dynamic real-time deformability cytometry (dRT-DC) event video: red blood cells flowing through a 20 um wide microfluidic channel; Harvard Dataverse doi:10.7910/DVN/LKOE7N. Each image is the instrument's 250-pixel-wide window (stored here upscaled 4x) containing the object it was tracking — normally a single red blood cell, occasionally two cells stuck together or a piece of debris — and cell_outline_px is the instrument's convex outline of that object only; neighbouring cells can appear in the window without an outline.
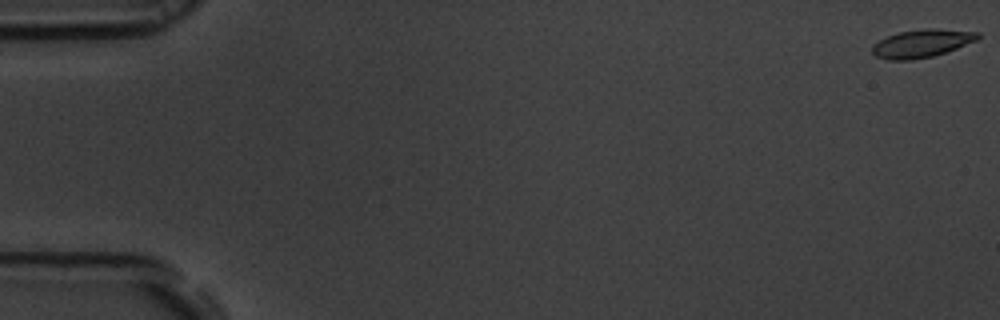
{"species": "common noctule bat (a hibernating species)", "species_latin": "Nyctalus noctula", "temperature_condition": "room temperature", "stored_images_in_passage": 57, "camera_frame_rate_fps": 3000, "um_per_image_px": 0.085, "animal": {"sex": "male", "body_mass_g": 19.5, "forearm_length_mm": 54.6}, "frame": {"image": 1, "passage_image": 1, "time_ms": 0.0, "image_size_px": [1000, 320], "cell_outline_px": [[980, 36], [976, 40], [956, 48], [932, 56], [912, 60], [888, 60], [876, 56], [872, 52], [872, 44], [888, 36], [900, 32], [924, 28], [936, 28], [980, 32]], "centroid_in_image_um": [78.34, 3.68], "position_along_channel_um": 6.7, "area_um2": 17.11}}
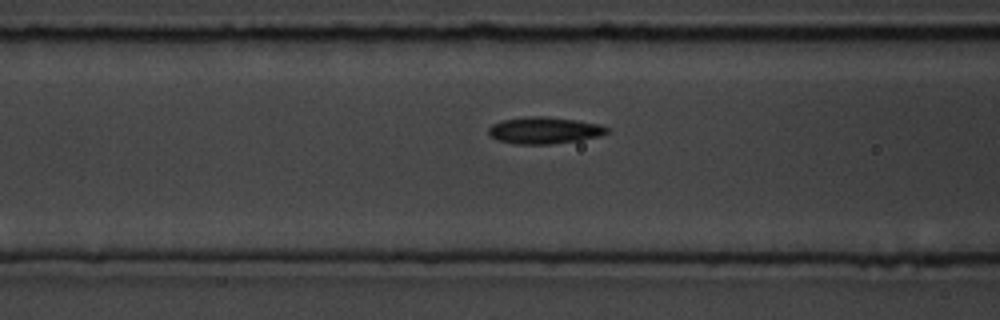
{"frame": {"image": 2, "passage_image": 23, "time_ms": 7.333, "image_size_px": [1000, 320], "cell_outline_px": [[608, 132], [600, 136], [580, 140], [552, 144], [516, 144], [500, 140], [492, 136], [488, 132], [488, 128], [492, 124], [504, 120], [528, 116], [544, 116], [576, 120], [600, 124], [608, 128]], "centroid_in_image_um": [46.29, 11.08], "position_along_channel_um": 120.3, "area_um2": 18.32}}
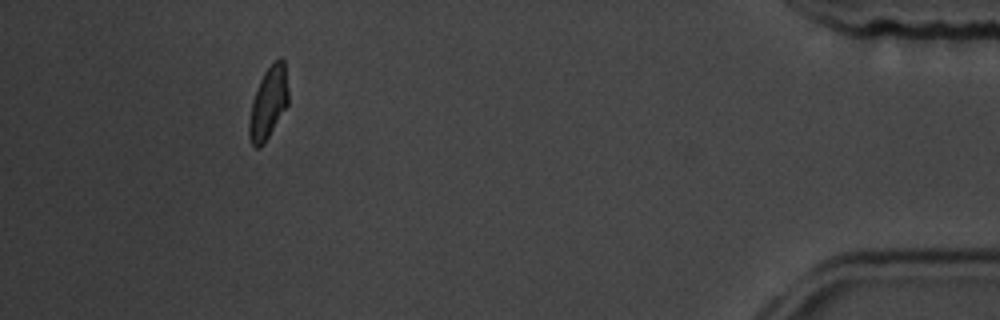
{"frame": {"image": 3, "passage_image": 52, "time_ms": 17.0, "image_size_px": [1000, 320], "cell_outline_px": [[288, 104], [264, 144], [260, 148], [256, 148], [252, 144], [248, 136], [248, 124], [252, 100], [260, 80], [264, 72], [280, 56], [284, 60], [288, 92]], "centroid_in_image_um": [22.79, 8.78], "position_along_channel_um": 412.4, "area_um2": 16.36}, "authors_computed_cell_mechanics": {"area_um2": 17.34, "velocity_mm_per_s": 3.6612, "shape_relaxation_time_tau1_ms": 2.8209, "shape_relaxation_time_tau2_ms": 1.8444, "deformation_change_tau1": 0.1216, "deformation_change_tau2": 0.0591}}